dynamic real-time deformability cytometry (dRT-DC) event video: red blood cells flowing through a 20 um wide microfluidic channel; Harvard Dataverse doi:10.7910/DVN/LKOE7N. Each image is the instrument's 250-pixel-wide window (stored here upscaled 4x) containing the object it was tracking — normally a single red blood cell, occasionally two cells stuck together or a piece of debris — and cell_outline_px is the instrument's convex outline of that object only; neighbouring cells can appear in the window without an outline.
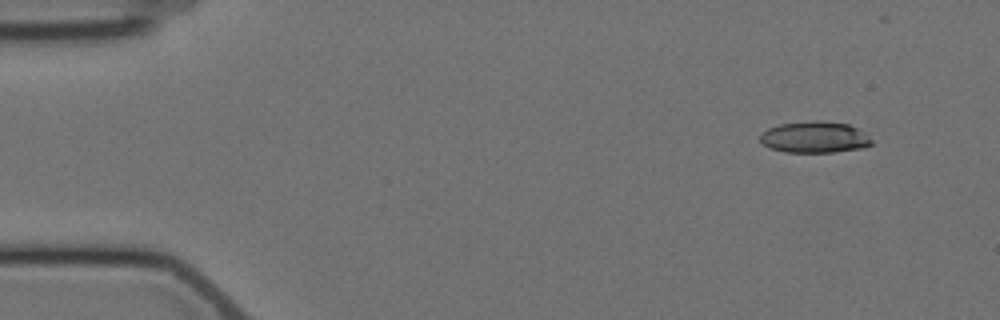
{"species": "Egyptian fruit bat (a non-hibernating species)", "species_latin": "Rousettus aegyptiacus", "temperature_condition": "cold", "stored_images_in_passage": 5, "camera_frame_rate_fps": 3000, "um_per_image_px": 0.085, "animal": {"sex": "female"}, "frame": {"image": 1, "passage_image": 1, "time_ms": 0.0, "image_size_px": [1000, 320], "cell_outline_px": [[872, 144], [864, 148], [832, 152], [784, 152], [772, 148], [764, 144], [760, 140], [760, 132], [768, 128], [780, 124], [812, 120], [820, 120], [848, 124], [864, 132], [872, 140]], "centroid_in_image_um": [69.24, 11.65], "position_along_channel_um": 15.8, "area_um2": 20.46}}
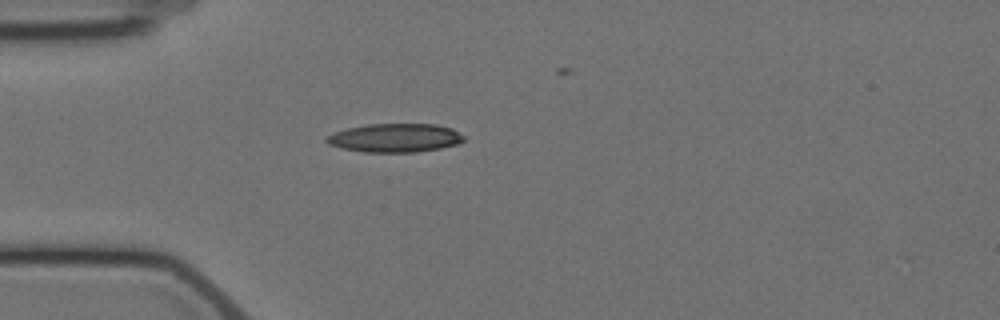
{"frame": {"image": 2, "passage_image": 4, "time_ms": 3.667, "image_size_px": [1000, 320], "cell_outline_px": [[464, 140], [456, 144], [440, 148], [416, 152], [364, 152], [340, 148], [328, 144], [324, 140], [328, 136], [336, 132], [348, 128], [368, 124], [436, 124], [452, 128], [464, 136]], "centroid_in_image_um": [33.57, 11.72], "position_along_channel_um": 51.4, "area_um2": 22.83}}